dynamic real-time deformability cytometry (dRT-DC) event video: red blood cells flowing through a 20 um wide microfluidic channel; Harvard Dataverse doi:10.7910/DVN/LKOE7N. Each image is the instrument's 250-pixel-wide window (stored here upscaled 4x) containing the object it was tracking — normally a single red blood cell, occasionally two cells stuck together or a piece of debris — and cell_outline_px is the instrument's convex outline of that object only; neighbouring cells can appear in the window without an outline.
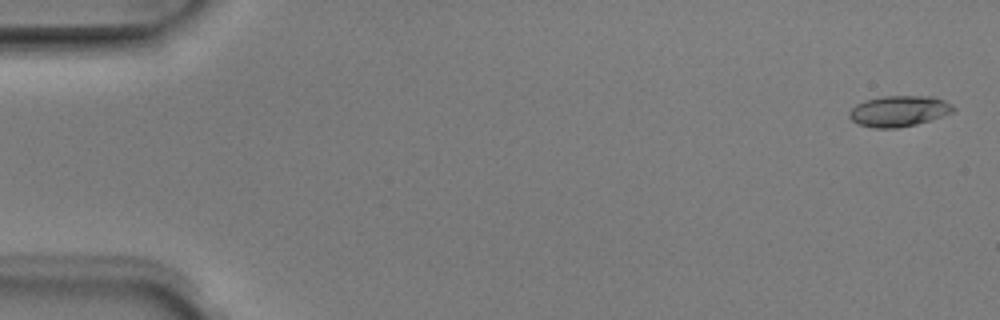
{"species": "Egyptian fruit bat (a non-hibernating species)", "species_latin": "Rousettus aegyptiacus", "temperature_condition": "room temperature", "stored_images_in_passage": 5, "camera_frame_rate_fps": 3000, "um_per_image_px": 0.085, "animal": {"sex": "male"}, "frame": {"image": 1, "passage_image": 1, "time_ms": 0.0, "image_size_px": [1000, 320], "cell_outline_px": [[956, 108], [952, 112], [916, 124], [896, 128], [872, 128], [860, 124], [852, 120], [848, 116], [848, 112], [856, 104], [864, 100], [884, 96], [932, 96], [944, 100], [952, 104]], "centroid_in_image_um": [76.38, 9.43], "position_along_channel_um": 8.6, "area_um2": 18.61}}
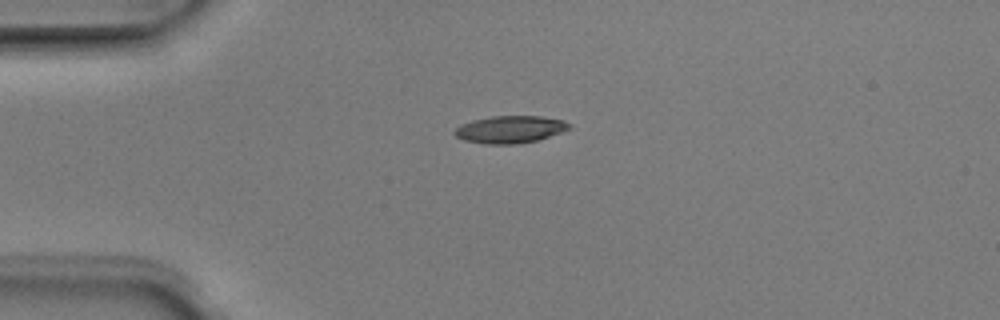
{"frame": {"image": 2, "passage_image": 4, "time_ms": 1.0, "image_size_px": [1000, 320], "cell_outline_px": [[572, 128], [536, 140], [516, 144], [484, 144], [464, 140], [456, 136], [452, 132], [460, 124], [472, 120], [492, 116], [540, 116], [564, 120], [572, 124]], "centroid_in_image_um": [43.34, 10.99], "position_along_channel_um": 41.7, "area_um2": 18.26}}